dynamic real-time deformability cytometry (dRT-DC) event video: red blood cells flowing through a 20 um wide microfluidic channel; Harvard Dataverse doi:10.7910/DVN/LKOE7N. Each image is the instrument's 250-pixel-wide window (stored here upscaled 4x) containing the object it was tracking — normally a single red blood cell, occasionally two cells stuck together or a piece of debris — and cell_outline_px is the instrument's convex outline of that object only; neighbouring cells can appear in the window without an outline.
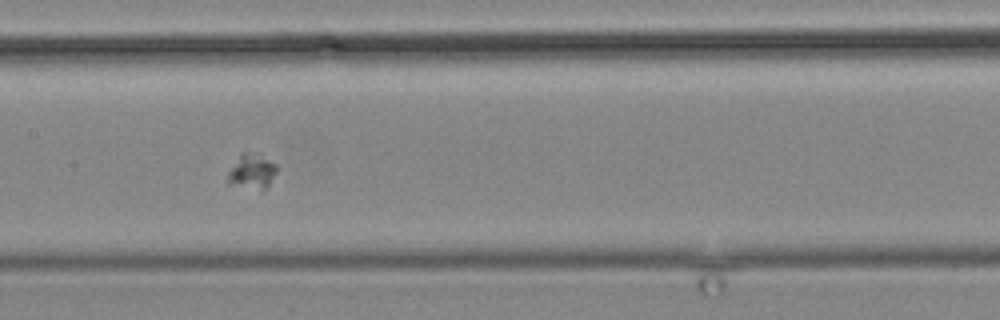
{"species": "common noctule bat (a hibernating species)", "species_latin": "Nyctalus noctula", "temperature_condition": "cold", "stored_images_in_passage": 5, "camera_frame_rate_fps": 3000, "um_per_image_px": 0.085, "animal": {"sex": "male", "body_mass_g": 19.2, "forearm_length_mm": 51.8}, "frame": {"image": 1, "passage_image": 4, "time_ms": 3.667, "image_size_px": [1000, 320], "cell_outline_px": [[276, 172], [268, 184], [260, 192], [228, 184], [228, 172], [240, 152], [260, 152], [276, 164]], "centroid_in_image_um": [21.4, 14.56], "position_along_channel_um": 186.0, "area_um2": 10.35}}
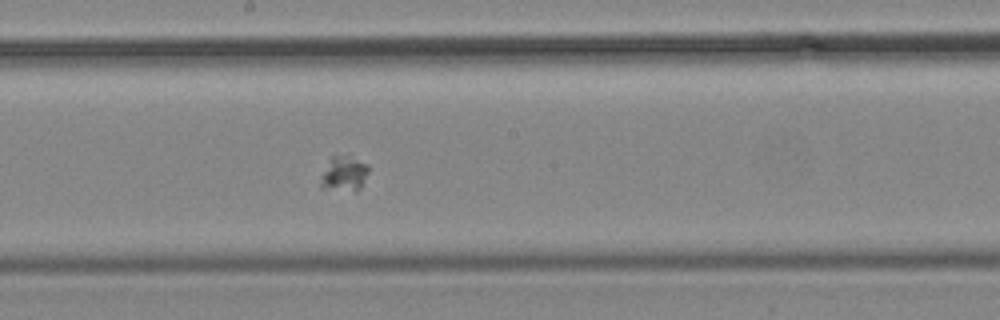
{"frame": {"image": 2, "passage_image": 5, "time_ms": 4.667, "image_size_px": [1000, 320], "cell_outline_px": [[368, 172], [360, 188], [356, 192], [320, 188], [320, 176], [332, 156], [348, 152], [368, 164]], "centroid_in_image_um": [29.25, 14.72], "position_along_channel_um": 219.0, "area_um2": 10.29}}